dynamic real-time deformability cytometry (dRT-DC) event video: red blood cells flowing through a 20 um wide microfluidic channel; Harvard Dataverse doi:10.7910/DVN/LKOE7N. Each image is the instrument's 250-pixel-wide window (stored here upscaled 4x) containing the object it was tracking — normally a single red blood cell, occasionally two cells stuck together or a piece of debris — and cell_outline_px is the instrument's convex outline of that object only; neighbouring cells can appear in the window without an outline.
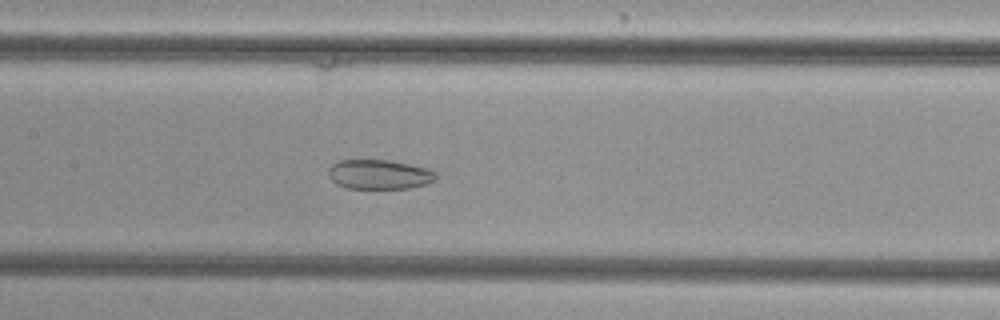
{"species": "common noctule bat (a hibernating species)", "species_latin": "Nyctalus noctula", "temperature_condition": "cold", "stored_images_in_passage": 53, "camera_frame_rate_fps": 3000, "um_per_image_px": 0.085, "animal": {"sex": "female", "body_mass_g": 29.2, "forearm_length_mm": 56.3}, "frame": {"image": 1, "passage_image": 24, "time_ms": 7.667, "image_size_px": [1000, 320], "cell_outline_px": [[436, 180], [428, 184], [408, 188], [348, 188], [336, 184], [328, 176], [328, 168], [332, 164], [340, 160], [392, 160], [428, 168], [436, 172]], "centroid_in_image_um": [32.25, 14.82], "position_along_channel_um": 175.1, "area_um2": 18.67}}
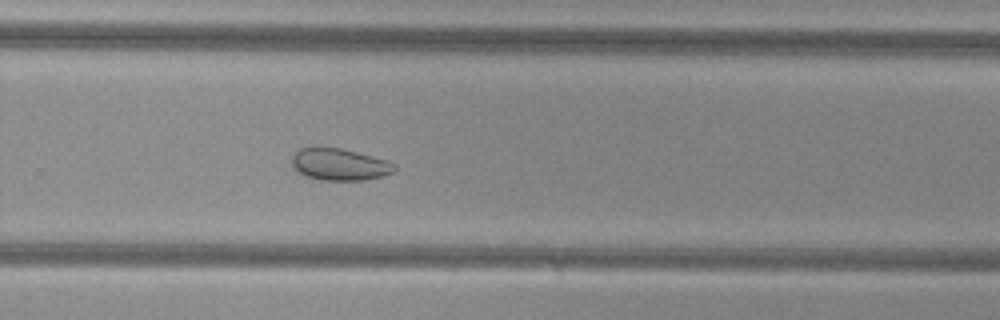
{"frame": {"image": 2, "passage_image": 34, "time_ms": 11.0, "image_size_px": [1000, 320], "cell_outline_px": [[396, 168], [392, 172], [384, 176], [364, 180], [320, 180], [304, 176], [292, 168], [292, 156], [300, 148], [340, 148], [388, 160], [396, 164]], "centroid_in_image_um": [28.86, 13.99], "position_along_channel_um": 300.9, "area_um2": 19.07}}
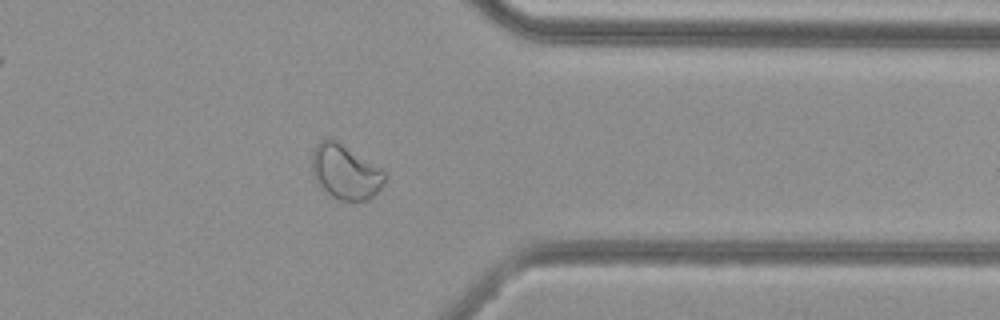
{"frame": {"image": 3, "passage_image": 41, "time_ms": 13.333, "image_size_px": [1000, 320], "cell_outline_px": [[388, 176], [380, 188], [368, 200], [340, 200], [332, 196], [320, 188], [316, 184], [312, 176], [312, 152], [316, 144], [320, 140], [328, 136], [336, 140], [384, 172]], "centroid_in_image_um": [29.28, 14.61], "position_along_channel_um": 382.1, "area_um2": 23.0}, "authors_computed_cell_mechanics": {"area_um2": 25.5476, "velocity_mm_per_s": 3.7836, "shape_relaxation_time_tau1_ms": null, "shape_relaxation_time_tau2_ms": 3.2234, "deformation_change_tau1": null, "deformation_change_tau2": 0.0728}}